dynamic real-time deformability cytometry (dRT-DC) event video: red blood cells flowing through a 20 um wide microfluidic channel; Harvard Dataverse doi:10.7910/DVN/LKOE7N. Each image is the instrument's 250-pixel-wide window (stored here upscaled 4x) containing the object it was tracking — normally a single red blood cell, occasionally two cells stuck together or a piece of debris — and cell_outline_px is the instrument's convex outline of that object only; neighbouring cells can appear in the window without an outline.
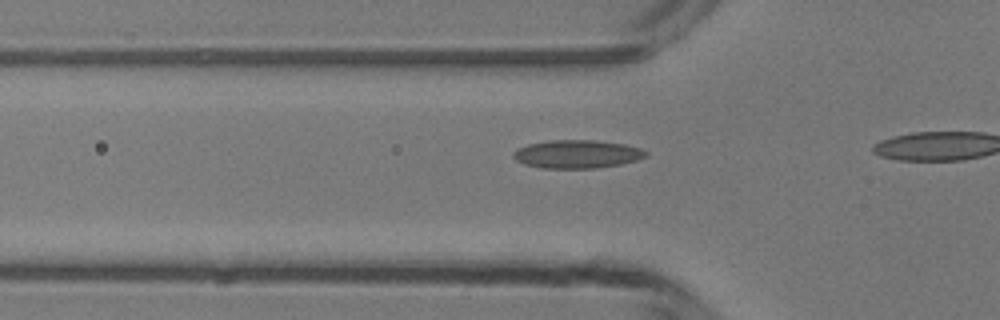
{"species": "common noctule bat (a hibernating species)", "species_latin": "Nyctalus noctula", "temperature_condition": "room temperature", "stored_images_in_passage": 8, "camera_frame_rate_fps": 3000, "um_per_image_px": 0.085, "animal": {"sex": "male", "body_mass_g": 13.3}, "frame": {"image": 1, "passage_image": 6, "time_ms": 1.667, "image_size_px": [1000, 320], "cell_outline_px": [[648, 156], [636, 160], [620, 164], [596, 168], [540, 168], [524, 164], [516, 160], [512, 156], [512, 152], [516, 148], [528, 144], [552, 140], [592, 140], [624, 144], [640, 148], [648, 152]], "centroid_in_image_um": [49.02, 13.1], "position_along_channel_um": 76.8, "area_um2": 21.85}}